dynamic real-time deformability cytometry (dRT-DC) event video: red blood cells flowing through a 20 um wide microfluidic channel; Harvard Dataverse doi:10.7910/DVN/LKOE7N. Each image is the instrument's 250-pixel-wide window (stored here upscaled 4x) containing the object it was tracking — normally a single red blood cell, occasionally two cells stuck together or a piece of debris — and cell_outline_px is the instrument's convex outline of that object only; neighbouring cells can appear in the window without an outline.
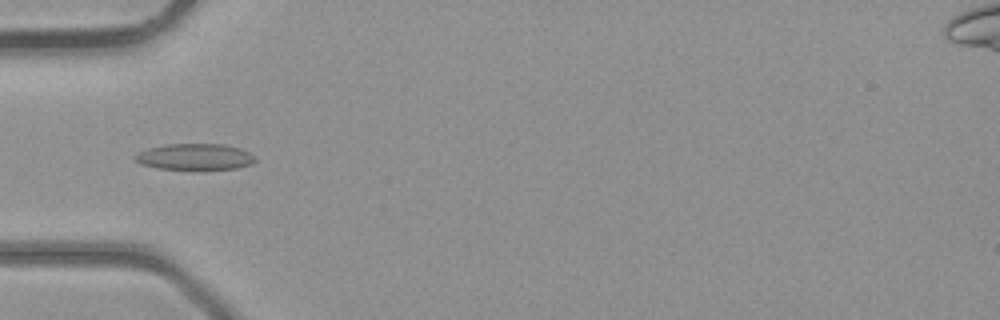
{"species": "common noctule bat (a hibernating species)", "species_latin": "Nyctalus noctula", "temperature_condition": "room temperature", "stored_images_in_passage": 3, "camera_frame_rate_fps": 3000, "um_per_image_px": 0.085, "animal": {"sex": "male", "body_mass_g": 23.1, "forearm_length_mm": 52.7}, "frame": {"image": 1, "passage_image": 3, "time_ms": 2.333, "image_size_px": [1000, 320], "cell_outline_px": [[256, 160], [252, 164], [236, 168], [156, 168], [140, 164], [132, 156], [148, 148], [168, 144], [224, 144], [240, 148], [256, 156]], "centroid_in_image_um": [16.57, 13.31], "position_along_channel_um": 68.4, "area_um2": 18.03}}